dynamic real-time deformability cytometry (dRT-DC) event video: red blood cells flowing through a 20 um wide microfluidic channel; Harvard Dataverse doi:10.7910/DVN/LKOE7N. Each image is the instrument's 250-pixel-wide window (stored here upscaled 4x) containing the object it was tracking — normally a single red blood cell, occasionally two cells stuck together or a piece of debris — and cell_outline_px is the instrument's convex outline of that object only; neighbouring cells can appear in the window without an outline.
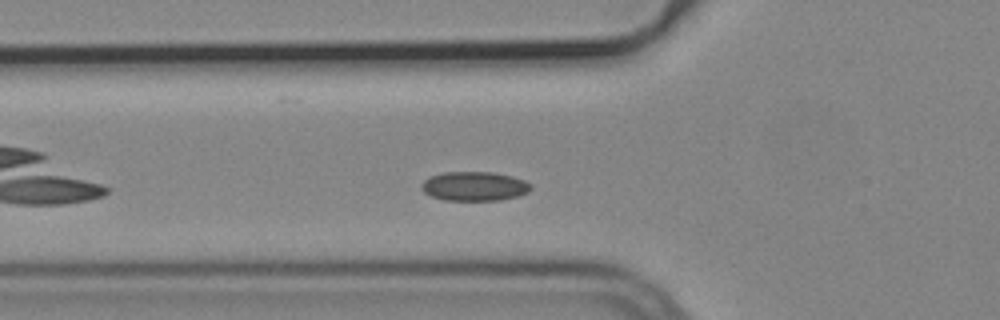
{"species": "common noctule bat (a hibernating species)", "species_latin": "Nyctalus noctula", "temperature_condition": "cold", "stored_images_in_passage": 35, "camera_frame_rate_fps": 3000, "um_per_image_px": 0.085, "animal": {"sex": "male", "body_mass_g": 19.2, "forearm_length_mm": 51.8}, "frame": {"image": 1, "passage_image": 7, "time_ms": 2.0, "image_size_px": [1000, 320], "cell_outline_px": [[532, 188], [528, 192], [516, 196], [500, 200], [444, 200], [432, 196], [424, 192], [420, 188], [420, 184], [428, 176], [444, 172], [492, 172], [512, 176], [524, 180], [532, 184]], "centroid_in_image_um": [40.3, 15.82], "position_along_channel_um": 85.5, "area_um2": 18.73}}
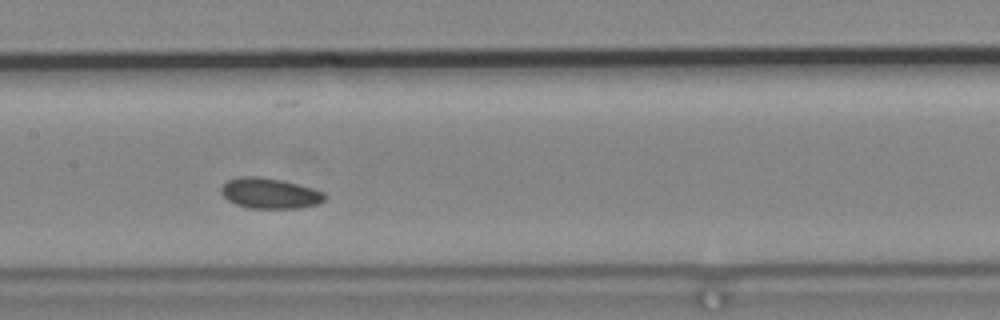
{"frame": {"image": 2, "passage_image": 15, "time_ms": 4.667, "image_size_px": [1000, 320], "cell_outline_px": [[328, 196], [320, 204], [300, 208], [252, 208], [236, 204], [228, 200], [220, 192], [220, 188], [228, 180], [240, 176], [256, 176], [280, 180], [312, 188], [324, 192]], "centroid_in_image_um": [22.95, 16.43], "position_along_channel_um": 184.4, "area_um2": 18.38}}
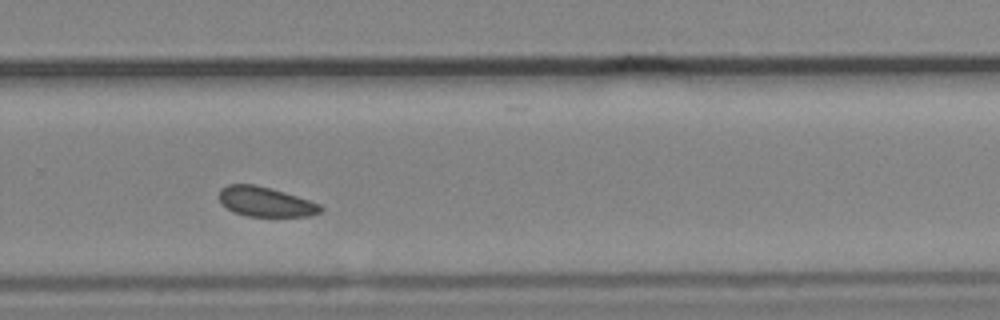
{"frame": {"image": 3, "passage_image": 25, "time_ms": 8.0, "image_size_px": [1000, 320], "cell_outline_px": [[324, 208], [320, 212], [308, 216], [248, 216], [232, 212], [220, 204], [220, 188], [228, 184], [256, 184], [272, 188], [320, 204]], "centroid_in_image_um": [22.53, 17.14], "position_along_channel_um": 307.3, "area_um2": 17.63}}